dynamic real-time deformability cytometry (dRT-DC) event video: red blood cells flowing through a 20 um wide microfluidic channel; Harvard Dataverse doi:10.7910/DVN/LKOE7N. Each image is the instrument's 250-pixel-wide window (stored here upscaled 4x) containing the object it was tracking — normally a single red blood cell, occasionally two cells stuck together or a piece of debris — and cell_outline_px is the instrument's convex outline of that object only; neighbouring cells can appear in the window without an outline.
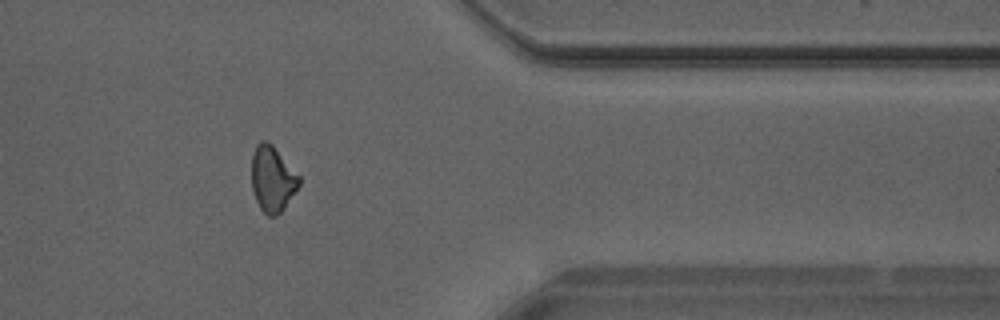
{"species": "Egyptian fruit bat (a non-hibernating species)", "species_latin": "Rousettus aegyptiacus", "temperature_condition": "warm", "stored_images_in_passage": 20, "camera_frame_rate_fps": 3000, "um_per_image_px": 0.085, "animal": {"sex": "male"}, "frame": {"image": 1, "passage_image": 17, "time_ms": 5.333, "image_size_px": [1000, 320], "cell_outline_px": [[300, 184], [284, 208], [276, 216], [268, 216], [260, 208], [252, 192], [252, 156], [256, 144], [260, 140], [268, 140], [272, 144], [300, 176]], "centroid_in_image_um": [23.15, 15.19], "position_along_channel_um": 388.3, "area_um2": 18.21}}